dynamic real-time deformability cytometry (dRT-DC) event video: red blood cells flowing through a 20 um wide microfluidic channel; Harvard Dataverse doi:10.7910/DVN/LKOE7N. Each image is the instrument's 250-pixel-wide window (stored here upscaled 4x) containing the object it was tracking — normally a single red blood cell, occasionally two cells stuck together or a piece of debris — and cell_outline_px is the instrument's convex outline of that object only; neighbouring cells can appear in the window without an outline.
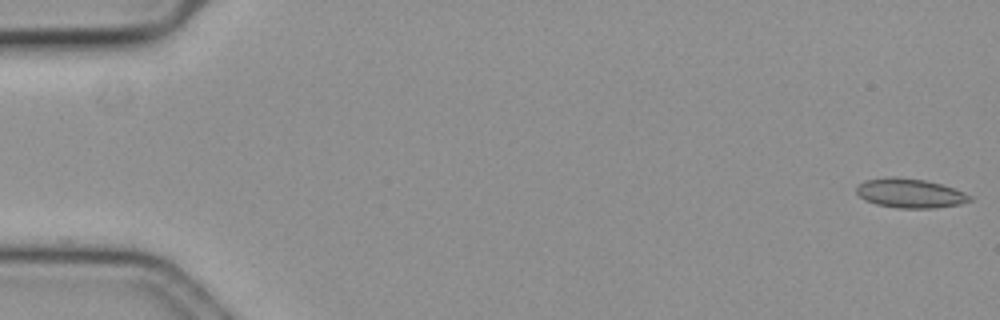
{"species": "common noctule bat (a hibernating species)", "species_latin": "Nyctalus noctula", "temperature_condition": "cold", "stored_images_in_passage": 19, "camera_frame_rate_fps": 3000, "um_per_image_px": 0.085, "animal": {"sex": "female", "body_mass_g": 19.3, "forearm_length_mm": 54.1}, "frame": {"image": 1, "passage_image": 1, "time_ms": 0.0, "image_size_px": [1000, 320], "cell_outline_px": [[972, 200], [960, 204], [936, 208], [900, 208], [876, 204], [864, 200], [856, 192], [856, 188], [864, 180], [892, 176], [924, 180], [940, 184], [964, 192], [972, 196]], "centroid_in_image_um": [77.34, 16.43], "position_along_channel_um": 7.7, "area_um2": 19.25}}